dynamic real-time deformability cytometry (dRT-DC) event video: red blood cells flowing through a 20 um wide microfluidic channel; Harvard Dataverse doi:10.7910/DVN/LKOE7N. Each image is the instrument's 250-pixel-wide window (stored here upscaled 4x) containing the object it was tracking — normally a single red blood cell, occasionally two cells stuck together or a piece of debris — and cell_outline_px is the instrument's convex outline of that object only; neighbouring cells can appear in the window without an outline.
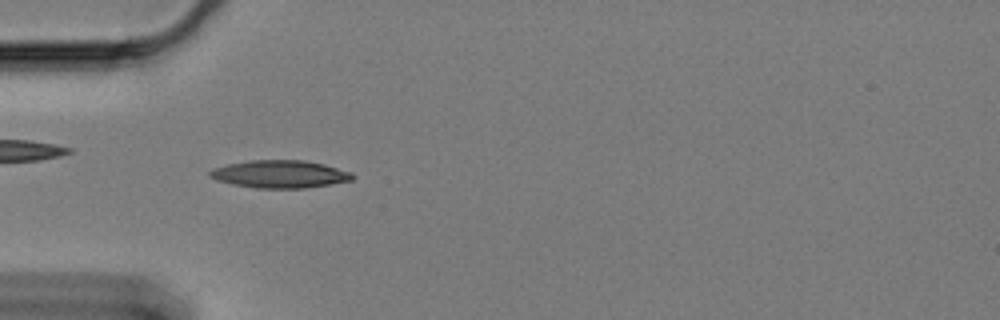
{"species": "Egyptian fruit bat (a non-hibernating species)", "species_latin": "Rousettus aegyptiacus", "temperature_condition": "cold", "stored_images_in_passage": 60, "camera_frame_rate_fps": 3000, "um_per_image_px": 0.085, "animal": {"sex": "female"}, "frame": {"image": 1, "passage_image": 18, "time_ms": 5.667, "image_size_px": [1000, 320], "cell_outline_px": [[352, 180], [304, 188], [256, 188], [232, 184], [216, 180], [208, 176], [208, 172], [212, 168], [228, 164], [248, 160], [304, 160], [324, 164], [352, 172]], "centroid_in_image_um": [23.73, 14.79], "position_along_channel_um": 61.3, "area_um2": 22.95}}
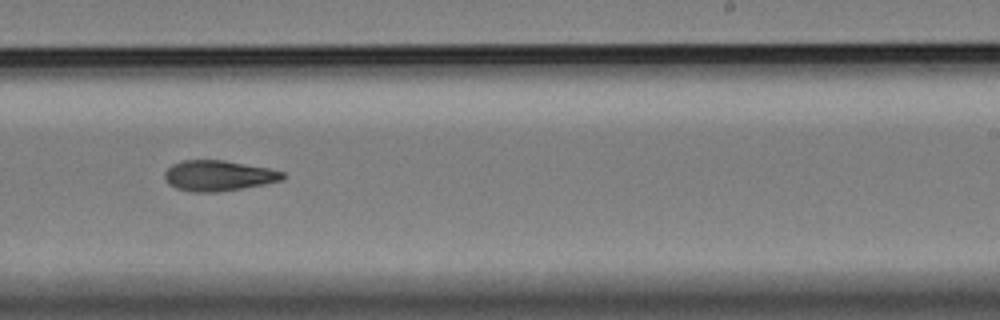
{"frame": {"image": 2, "passage_image": 37, "time_ms": 12.0, "image_size_px": [1000, 320], "cell_outline_px": [[284, 176], [280, 180], [264, 184], [216, 192], [192, 192], [176, 188], [168, 184], [164, 180], [164, 172], [172, 164], [180, 160], [224, 160], [268, 168], [284, 172]], "centroid_in_image_um": [18.49, 14.92], "position_along_channel_um": 270.5, "area_um2": 20.92}}
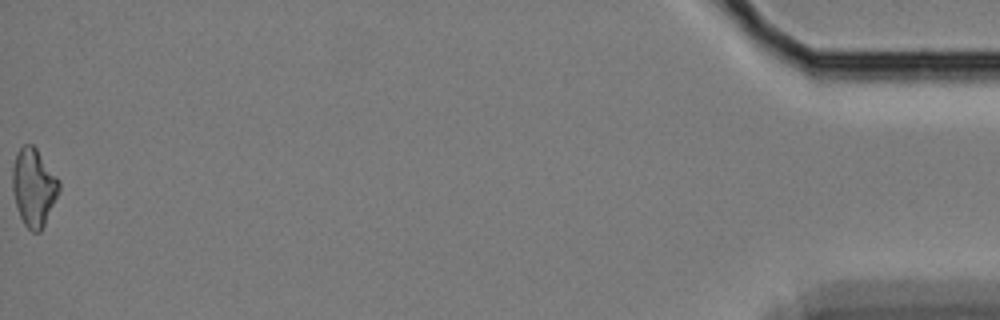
{"frame": {"image": 3, "passage_image": 60, "time_ms": 19.667, "image_size_px": [1000, 320], "cell_outline_px": [[60, 188], [44, 224], [40, 232], [32, 232], [24, 224], [20, 216], [12, 192], [12, 168], [16, 156], [20, 148], [24, 144], [32, 144], [36, 148], [60, 180]], "centroid_in_image_um": [2.86, 15.9], "position_along_channel_um": 432.3, "area_um2": 20.87}, "authors_computed_cell_mechanics": {"area_um2": 20.9814, "velocity_mm_per_s": 3.3459, "shape_relaxation_time_tau1_ms": 5.863, "shape_relaxation_time_tau2_ms": 7.8828, "deformation_change_tau1": 0.1634, "deformation_change_tau2": 0.1682}}